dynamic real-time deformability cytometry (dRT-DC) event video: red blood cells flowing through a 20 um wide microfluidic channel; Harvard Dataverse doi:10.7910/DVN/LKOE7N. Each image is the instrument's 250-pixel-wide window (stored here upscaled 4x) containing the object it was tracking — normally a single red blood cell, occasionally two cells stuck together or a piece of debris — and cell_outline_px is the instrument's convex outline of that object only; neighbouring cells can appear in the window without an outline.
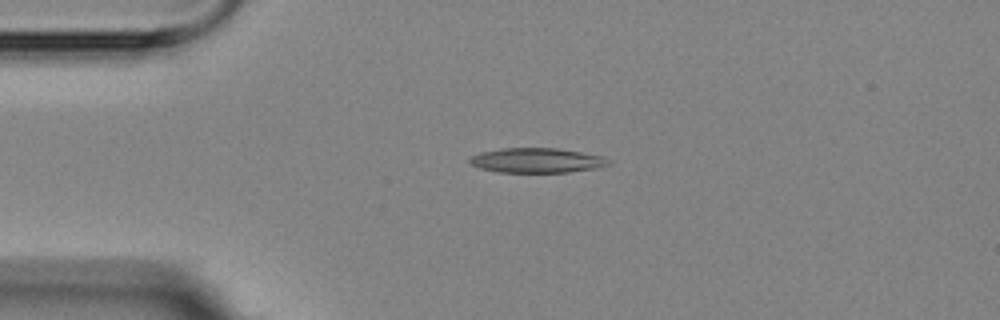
{"species": "Egyptian fruit bat (a non-hibernating species)", "species_latin": "Rousettus aegyptiacus", "temperature_condition": "room temperature", "stored_images_in_passage": 3, "camera_frame_rate_fps": 3000, "um_per_image_px": 0.085, "animal": {"sex": "female"}, "frame": {"image": 1, "passage_image": 1, "time_ms": 0.0, "image_size_px": [1000, 320], "cell_outline_px": [[612, 164], [596, 168], [568, 172], [496, 172], [480, 168], [472, 164], [468, 160], [472, 156], [480, 152], [504, 148], [556, 148], [604, 156]], "centroid_in_image_um": [45.64, 13.63], "position_along_channel_um": 39.4, "area_um2": 19.94}}
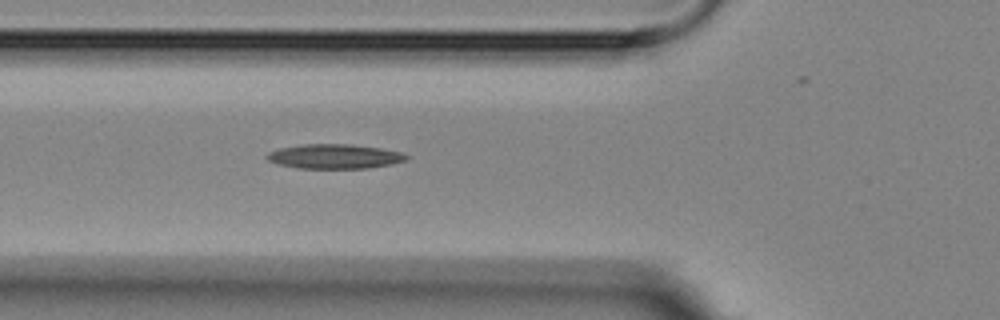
{"frame": {"image": 2, "passage_image": 3, "time_ms": 2.333, "image_size_px": [1000, 320], "cell_outline_px": [[412, 156], [408, 160], [392, 164], [368, 168], [296, 168], [276, 164], [268, 160], [264, 156], [268, 152], [280, 148], [304, 144], [348, 144], [380, 148], [400, 152]], "centroid_in_image_um": [28.44, 13.3], "position_along_channel_um": 97.4, "area_um2": 20.06}}